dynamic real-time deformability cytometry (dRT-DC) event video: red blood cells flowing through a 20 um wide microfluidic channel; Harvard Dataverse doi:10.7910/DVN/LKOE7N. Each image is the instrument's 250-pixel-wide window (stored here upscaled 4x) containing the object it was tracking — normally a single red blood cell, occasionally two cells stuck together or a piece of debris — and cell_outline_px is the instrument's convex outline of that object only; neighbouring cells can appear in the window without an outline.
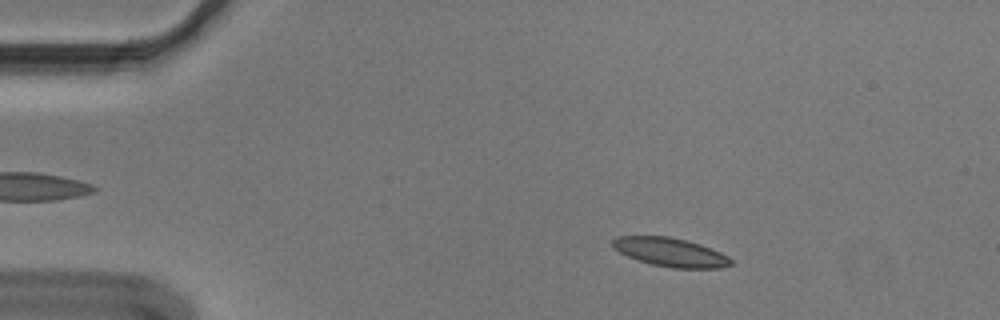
{"species": "Egyptian fruit bat (a non-hibernating species)", "species_latin": "Rousettus aegyptiacus", "temperature_condition": "cold", "stored_images_in_passage": 55, "camera_frame_rate_fps": 3000, "um_per_image_px": 0.085, "animal": {"sex": "male"}, "frame": {"image": 1, "passage_image": 9, "time_ms": 2.667, "image_size_px": [1000, 320], "cell_outline_px": [[732, 264], [720, 268], [672, 268], [652, 264], [636, 260], [620, 252], [612, 244], [612, 240], [616, 236], [668, 236], [700, 244], [720, 252], [728, 256], [732, 260]], "centroid_in_image_um": [56.99, 21.44], "position_along_channel_um": 28.0, "area_um2": 19.65}}
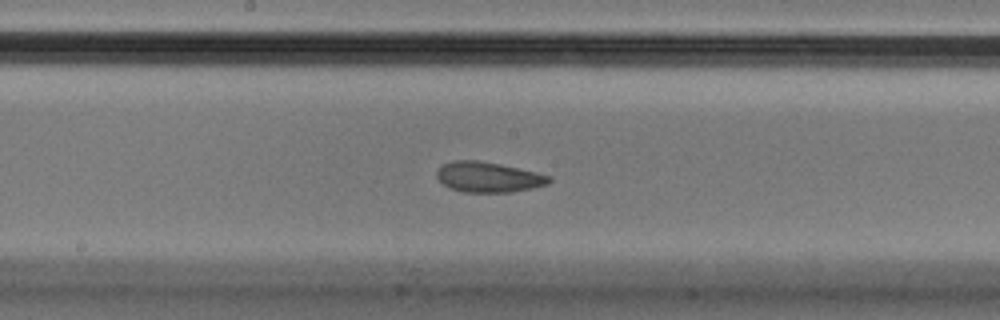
{"frame": {"image": 2, "passage_image": 29, "time_ms": 9.333, "image_size_px": [1000, 320], "cell_outline_px": [[552, 180], [548, 184], [532, 188], [512, 192], [464, 192], [448, 188], [436, 176], [436, 172], [444, 164], [452, 160], [476, 160], [500, 164], [536, 172], [552, 176]], "centroid_in_image_um": [41.52, 15.06], "position_along_channel_um": 206.7, "area_um2": 19.83}}
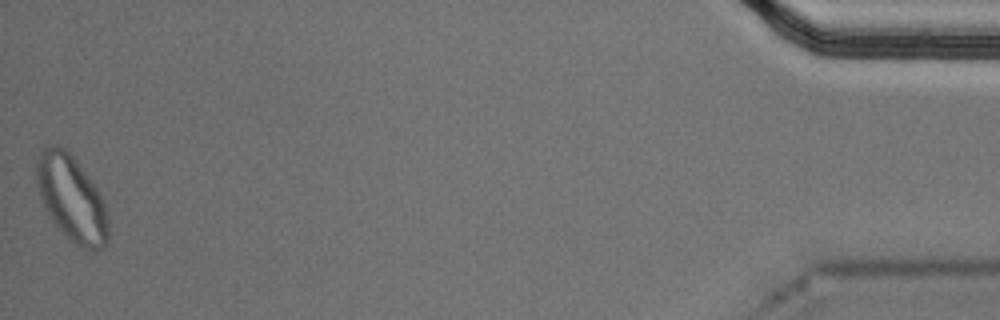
{"frame": {"image": 3, "passage_image": 55, "time_ms": 18.0, "image_size_px": [1000, 320], "cell_outline_px": [[108, 244], [104, 248], [96, 252], [84, 252], [68, 240], [48, 216], [40, 196], [36, 180], [36, 160], [40, 152], [48, 144], [56, 144], [64, 148], [76, 160], [88, 176], [96, 188], [104, 204], [108, 220]], "centroid_in_image_um": [6.08, 16.94], "position_along_channel_um": 429.1, "area_um2": 36.41}, "authors_computed_cell_mechanics": {"area_um2": 20.23, "velocity_mm_per_s": 3.6031, "shape_relaxation_time_tau1_ms": 7.8921, "shape_relaxation_time_tau2_ms": 2.7753, "deformation_change_tau1": 0.1511, "deformation_change_tau2": 0.0902}}